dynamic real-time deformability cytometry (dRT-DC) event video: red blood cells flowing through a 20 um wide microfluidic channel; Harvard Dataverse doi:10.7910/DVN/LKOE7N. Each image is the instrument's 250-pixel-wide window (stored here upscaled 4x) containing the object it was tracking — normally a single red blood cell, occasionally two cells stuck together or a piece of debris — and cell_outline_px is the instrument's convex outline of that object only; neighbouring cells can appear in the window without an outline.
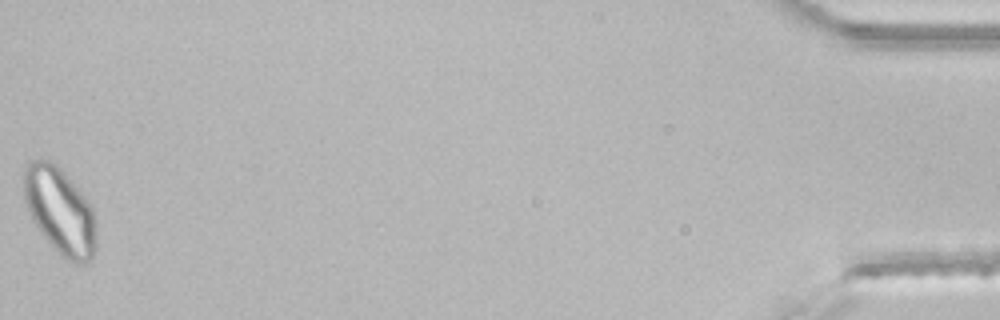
{"species": "common noctule bat (a hibernating species)", "species_latin": "Nyctalus noctula", "temperature_condition": "room temperature", "stored_images_in_passage": 39, "segment_of_instrument_passage": [2, 2], "camera_frame_rate_fps": 3000, "um_per_image_px": 0.085, "animal": {"sex": "male", "body_mass_g": 21.5, "forearm_length_mm": 52.0}, "frame": {"image": 1, "passage_image": 39, "time_ms": 12.667, "image_size_px": [1000, 320], "cell_outline_px": [[96, 252], [92, 260], [84, 264], [76, 264], [68, 260], [44, 236], [32, 220], [24, 200], [24, 168], [28, 160], [40, 156], [56, 164], [64, 172], [84, 196], [92, 208], [96, 220]], "centroid_in_image_um": [5.1, 17.89], "position_along_channel_um": 430.1, "area_um2": 36.76}}